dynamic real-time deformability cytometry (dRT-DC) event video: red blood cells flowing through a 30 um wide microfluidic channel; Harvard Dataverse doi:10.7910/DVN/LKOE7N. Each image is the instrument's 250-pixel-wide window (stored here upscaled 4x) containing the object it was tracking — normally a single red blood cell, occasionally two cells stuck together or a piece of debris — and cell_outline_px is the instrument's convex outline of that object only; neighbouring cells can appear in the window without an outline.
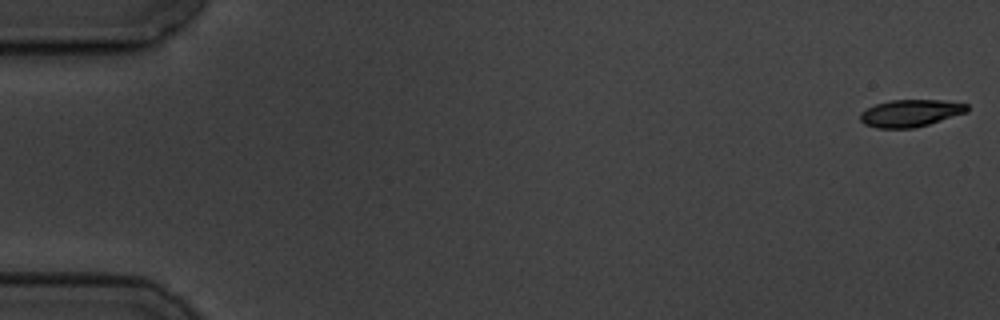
{"species": "common noctule bat (a hibernating species)", "species_latin": "Nyctalus noctula", "temperature_condition": "cold", "stored_images_in_passage": 10, "camera_frame_rate_fps": 3000, "um_per_image_px": 0.085, "animal": {"sex": "male", "body_mass_g": 19.5, "forearm_length_mm": 54.6}, "frame": {"image": 1, "passage_image": 1, "time_ms": 0.0, "image_size_px": [1000, 320], "cell_outline_px": [[968, 112], [928, 124], [912, 128], [876, 128], [864, 124], [860, 120], [860, 112], [876, 104], [892, 100], [944, 100], [968, 104]], "centroid_in_image_um": [77.39, 9.61], "position_along_channel_um": 7.6, "area_um2": 16.88}}
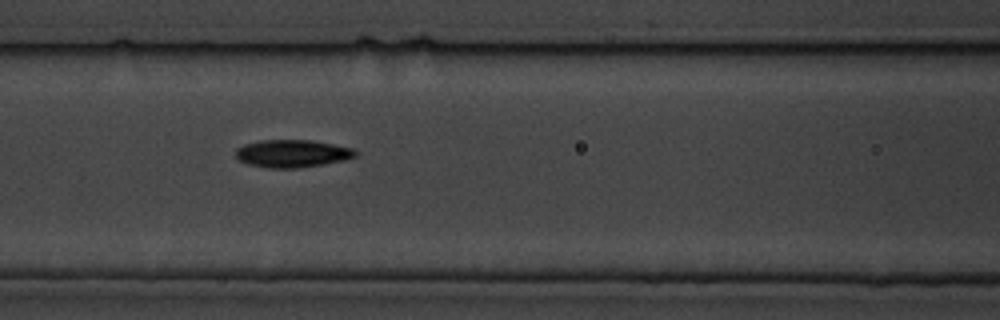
{"frame": {"image": 2, "passage_image": 8, "time_ms": 8.0, "image_size_px": [1000, 320], "cell_outline_px": [[356, 156], [344, 160], [324, 164], [296, 168], [268, 168], [248, 164], [240, 160], [236, 156], [236, 148], [244, 144], [260, 140], [312, 140], [352, 148], [356, 152]], "centroid_in_image_um": [24.82, 13.05], "position_along_channel_um": 141.8, "area_um2": 19.19}}
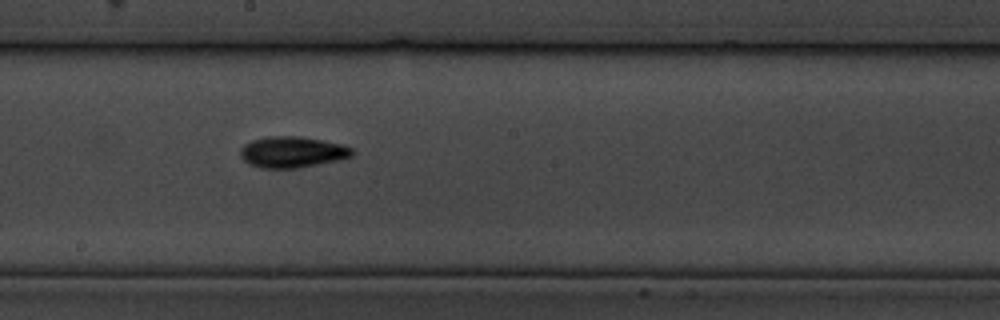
{"frame": {"image": 3, "passage_image": 10, "time_ms": 10.333, "image_size_px": [1000, 320], "cell_outline_px": [[356, 152], [352, 156], [336, 160], [300, 168], [260, 168], [248, 164], [240, 156], [240, 148], [244, 144], [252, 140], [268, 136], [300, 136], [324, 140], [340, 144], [352, 148]], "centroid_in_image_um": [24.82, 12.92], "position_along_channel_um": 223.4, "area_um2": 20.4}}